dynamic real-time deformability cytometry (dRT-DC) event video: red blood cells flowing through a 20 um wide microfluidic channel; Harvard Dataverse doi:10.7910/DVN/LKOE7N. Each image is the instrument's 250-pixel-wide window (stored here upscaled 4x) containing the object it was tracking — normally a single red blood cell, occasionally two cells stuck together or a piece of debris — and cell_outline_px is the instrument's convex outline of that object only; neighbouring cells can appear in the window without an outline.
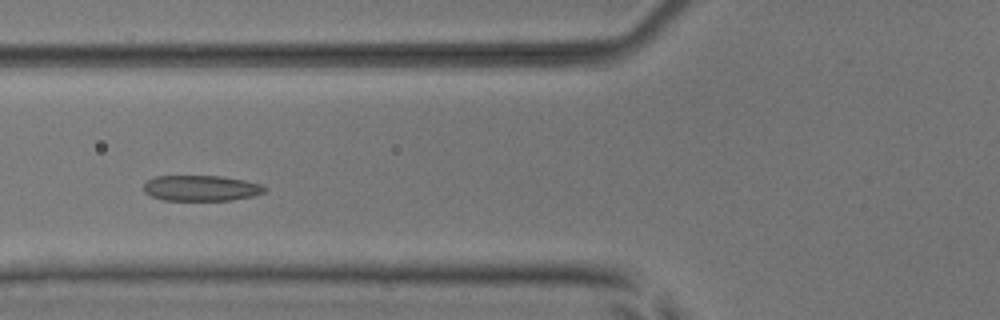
{"species": "common noctule bat (a hibernating species)", "species_latin": "Nyctalus noctula", "temperature_condition": "room temperature", "stored_images_in_passage": 7, "camera_frame_rate_fps": 3000, "um_per_image_px": 0.085, "animal": {"sex": "male", "body_mass_g": 17.9, "forearm_length_mm": 54.2}, "frame": {"image": 1, "passage_image": 4, "time_ms": 3.667, "image_size_px": [1000, 320], "cell_outline_px": [[268, 188], [264, 192], [252, 196], [232, 200], [164, 200], [152, 196], [144, 192], [144, 184], [148, 180], [156, 176], [220, 176], [244, 180], [264, 184]], "centroid_in_image_um": [17.13, 15.99], "position_along_channel_um": 108.7, "area_um2": 18.09}}
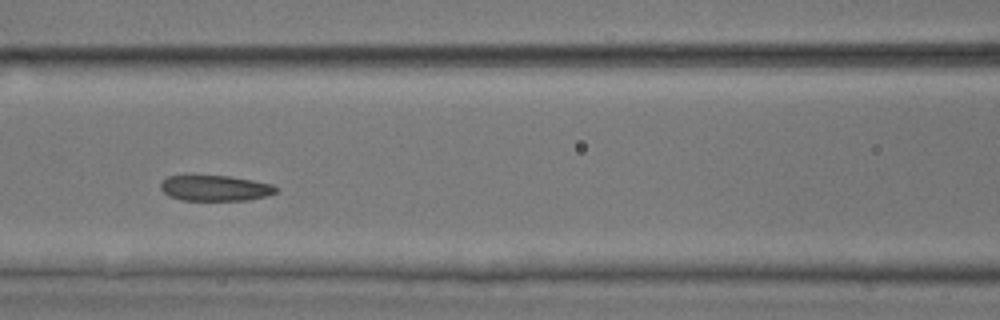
{"frame": {"image": 2, "passage_image": 5, "time_ms": 4.667, "image_size_px": [1000, 320], "cell_outline_px": [[280, 188], [276, 192], [268, 196], [248, 200], [180, 200], [168, 196], [160, 188], [160, 184], [168, 176], [228, 176], [252, 180], [272, 184]], "centroid_in_image_um": [18.32, 16.0], "position_along_channel_um": 148.3, "area_um2": 17.22}}
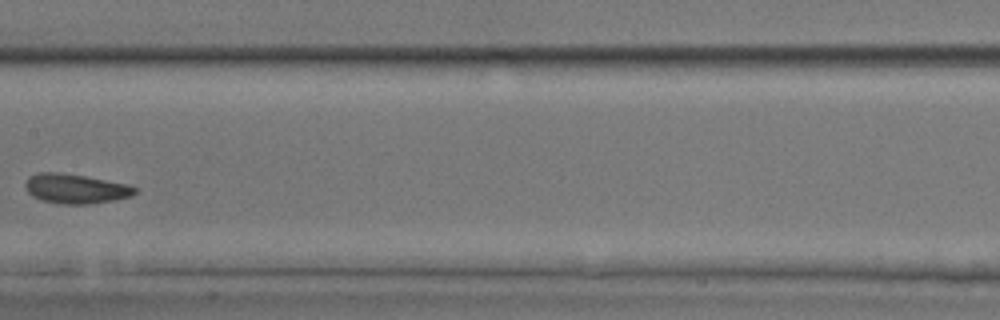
{"frame": {"image": 3, "passage_image": 6, "time_ms": 6.0, "image_size_px": [1000, 320], "cell_outline_px": [[136, 192], [128, 196], [116, 200], [88, 204], [60, 204], [40, 200], [32, 196], [28, 192], [24, 184], [28, 176], [40, 172], [60, 172], [84, 176], [128, 184], [136, 188]], "centroid_in_image_um": [6.38, 16.04], "position_along_channel_um": 201.0, "area_um2": 18.9}}